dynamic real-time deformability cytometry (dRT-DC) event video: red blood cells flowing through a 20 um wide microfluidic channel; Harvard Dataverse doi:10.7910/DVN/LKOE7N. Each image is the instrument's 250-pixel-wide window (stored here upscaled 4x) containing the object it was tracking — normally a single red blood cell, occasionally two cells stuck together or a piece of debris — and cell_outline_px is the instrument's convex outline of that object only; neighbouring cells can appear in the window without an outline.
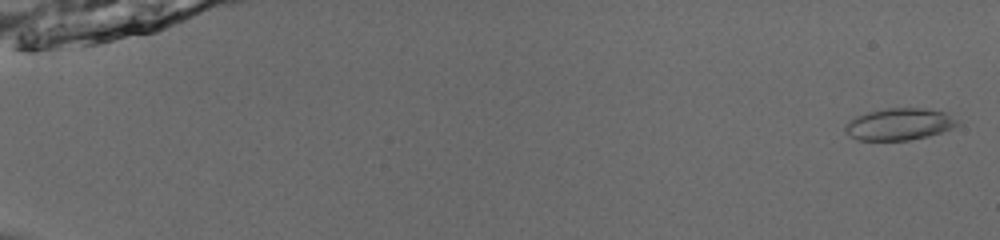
{"species": "common noctule bat (a hibernating species)", "species_latin": "Nyctalus noctula", "temperature_condition": "room temperature", "stored_images_in_passage": 53, "camera_frame_rate_fps": 3000, "um_per_image_px": 0.085, "animal": {"sex": "male", "body_mass_g": 13.0, "forearm_length_mm": 53.1}, "frame": {"image": 1, "passage_image": 1, "time_ms": 0.0, "image_size_px": [1000, 240], "cell_outline_px": [[964, 124], [928, 136], [908, 140], [856, 140], [848, 136], [844, 132], [844, 128], [856, 116], [868, 112], [884, 108], [924, 108], [948, 112]], "centroid_in_image_um": [76.49, 10.55], "position_along_channel_um": 8.5, "area_um2": 21.1}}
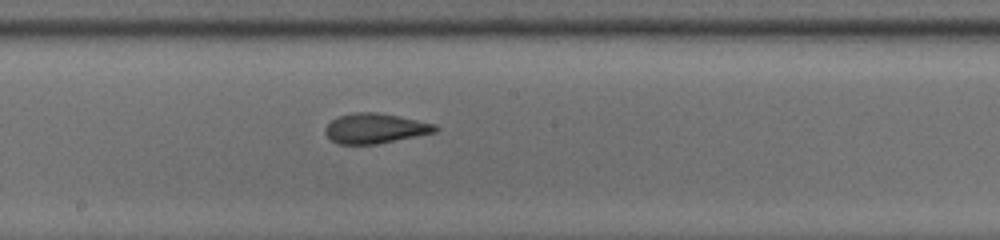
{"frame": {"image": 2, "passage_image": 31, "time_ms": 10.0, "image_size_px": [1000, 240], "cell_outline_px": [[440, 128], [436, 132], [376, 144], [340, 144], [332, 140], [324, 132], [324, 128], [332, 120], [340, 116], [356, 112], [376, 112], [436, 124]], "centroid_in_image_um": [31.89, 10.91], "position_along_channel_um": 216.3, "area_um2": 18.96}}
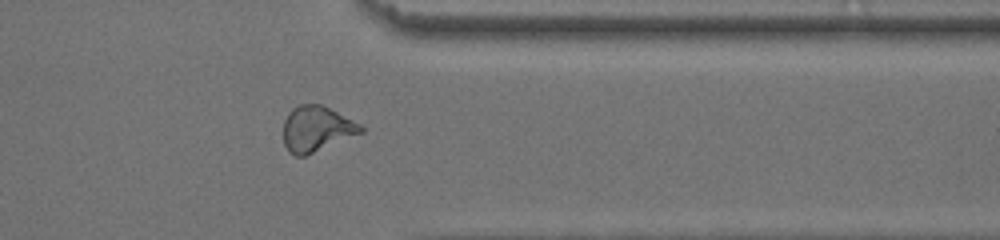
{"frame": {"image": 3, "passage_image": 44, "time_ms": 14.333, "image_size_px": [1000, 240], "cell_outline_px": [[364, 132], [304, 156], [296, 156], [288, 152], [284, 144], [284, 120], [288, 112], [292, 108], [300, 104], [320, 104], [360, 124], [364, 128]], "centroid_in_image_um": [26.88, 10.96], "position_along_channel_um": 384.5, "area_um2": 20.35}, "authors_computed_cell_mechanics": {"area_um2": 20.5768, "velocity_mm_per_s": 3.9292, "shape_relaxation_time_tau1_ms": 8.1463, "shape_relaxation_time_tau2_ms": 1.4294, "deformation_change_tau1": 0.2235, "deformation_change_tau2": 0.095}}